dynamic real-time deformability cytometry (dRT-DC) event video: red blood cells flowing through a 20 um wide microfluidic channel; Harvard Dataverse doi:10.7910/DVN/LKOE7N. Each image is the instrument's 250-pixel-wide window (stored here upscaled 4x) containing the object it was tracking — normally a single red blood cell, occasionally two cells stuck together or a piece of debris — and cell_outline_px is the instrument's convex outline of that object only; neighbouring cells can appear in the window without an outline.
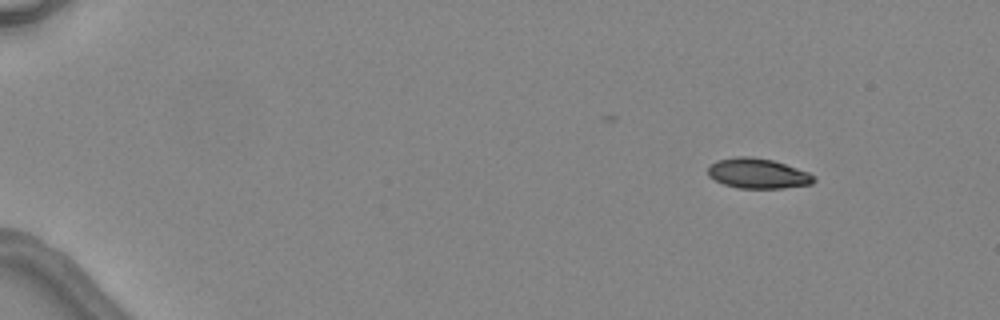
{"species": "common noctule bat (a hibernating species)", "species_latin": "Nyctalus noctula", "temperature_condition": "warm", "stored_images_in_passage": 3, "camera_frame_rate_fps": 3000, "um_per_image_px": 0.085, "animal": {"sex": "female", "body_mass_g": 24.6, "forearm_length_mm": 56.2}, "frame": {"image": 1, "passage_image": 1, "time_ms": 0.0, "image_size_px": [1000, 320], "cell_outline_px": [[816, 180], [812, 184], [784, 188], [736, 188], [724, 184], [708, 176], [708, 168], [716, 160], [736, 156], [752, 156], [772, 160], [808, 172], [816, 176]], "centroid_in_image_um": [64.42, 14.74], "position_along_channel_um": 20.6, "area_um2": 18.61}}
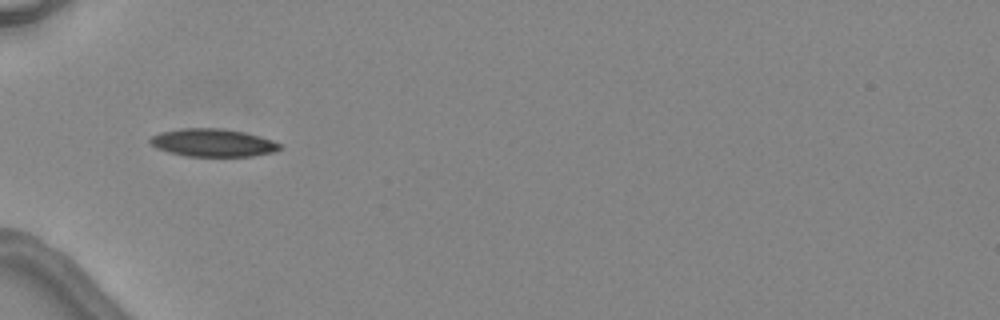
{"frame": {"image": 2, "passage_image": 3, "time_ms": 4.0, "image_size_px": [1000, 320], "cell_outline_px": [[280, 148], [276, 152], [252, 156], [184, 156], [168, 152], [156, 148], [148, 140], [152, 136], [160, 132], [180, 128], [224, 128], [244, 132], [260, 136], [272, 140], [280, 144]], "centroid_in_image_um": [18.08, 12.13], "position_along_channel_um": 66.9, "area_um2": 21.15}}